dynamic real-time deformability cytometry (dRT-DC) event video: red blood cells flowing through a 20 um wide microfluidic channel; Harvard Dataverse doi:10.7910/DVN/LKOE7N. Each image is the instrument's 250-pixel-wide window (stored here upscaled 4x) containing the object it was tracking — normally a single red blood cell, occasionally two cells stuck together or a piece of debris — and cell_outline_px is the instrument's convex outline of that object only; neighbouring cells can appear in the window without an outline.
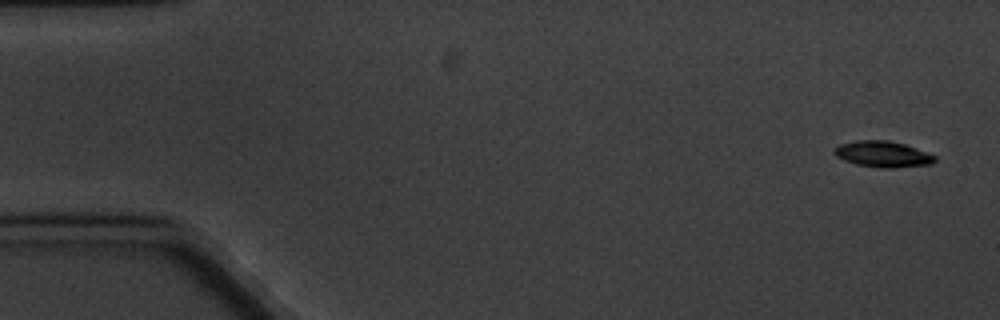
{"species": "common noctule bat (a hibernating species)", "species_latin": "Nyctalus noctula", "temperature_condition": "cold", "stored_images_in_passage": 5, "camera_frame_rate_fps": 3000, "um_per_image_px": 0.085, "animal": {"sex": "male", "body_mass_g": 20.1, "forearm_length_mm": 53.5}, "frame": {"image": 1, "passage_image": 1, "time_ms": 0.0, "image_size_px": [1000, 320], "cell_outline_px": [[936, 160], [928, 164], [892, 168], [880, 168], [856, 164], [844, 160], [836, 156], [832, 152], [840, 144], [856, 140], [888, 140], [904, 144], [916, 148], [936, 156]], "centroid_in_image_um": [75.01, 13.1], "position_along_channel_um": 10.0, "area_um2": 15.14}}
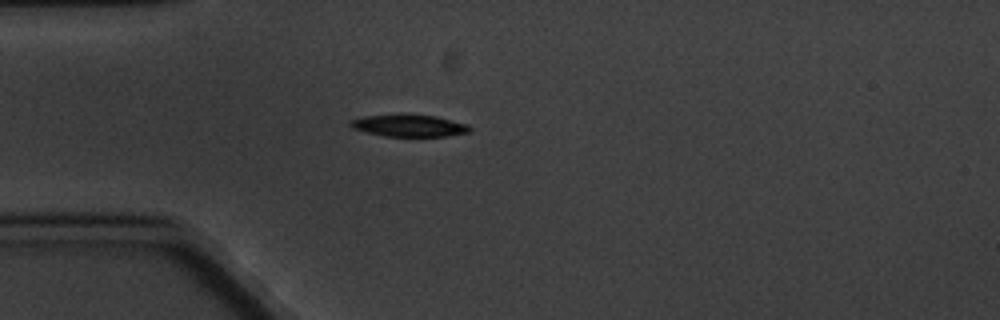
{"frame": {"image": 2, "passage_image": 5, "time_ms": 4.667, "image_size_px": [1000, 320], "cell_outline_px": [[472, 128], [468, 132], [444, 136], [384, 136], [352, 128], [348, 124], [348, 120], [364, 116], [408, 112], [436, 116], [468, 124]], "centroid_in_image_um": [34.73, 10.63], "position_along_channel_um": 50.3, "area_um2": 15.78}}